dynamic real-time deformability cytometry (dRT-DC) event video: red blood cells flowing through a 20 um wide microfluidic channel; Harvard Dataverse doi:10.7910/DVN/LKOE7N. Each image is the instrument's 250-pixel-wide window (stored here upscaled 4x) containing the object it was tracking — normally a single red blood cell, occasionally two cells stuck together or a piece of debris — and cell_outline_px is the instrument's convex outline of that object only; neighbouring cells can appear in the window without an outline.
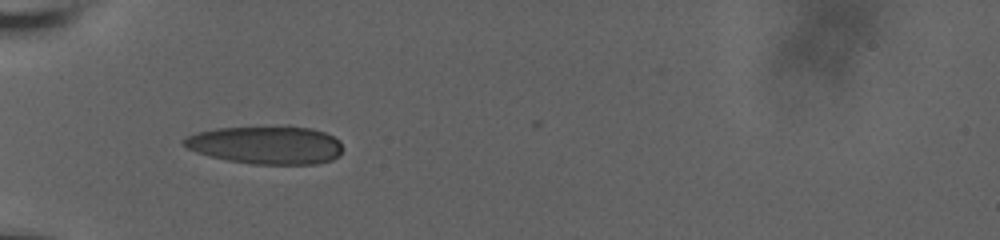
{"species": "human", "species_latin": "Homo sapiens", "temperature_condition": "room temperature", "stored_images_in_passage": 10, "camera_frame_rate_fps": 3000, "um_per_image_px": 0.085, "donor": {"sex": "male"}, "frame": {"image": 1, "passage_image": 1, "time_ms": 0.0, "image_size_px": [1000, 240], "cell_outline_px": [[340, 156], [332, 160], [316, 164], [252, 164], [228, 160], [196, 152], [188, 148], [180, 140], [188, 136], [200, 132], [216, 128], [288, 124], [312, 128], [324, 132], [340, 140]], "centroid_in_image_um": [22.65, 12.29], "position_along_channel_um": 62.3, "area_um2": 35.84}}
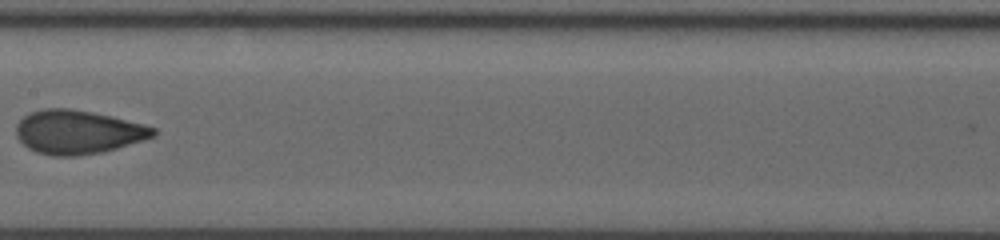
{"frame": {"image": 2, "passage_image": 6, "time_ms": 4.0, "image_size_px": [1000, 240], "cell_outline_px": [[156, 136], [144, 140], [104, 152], [76, 156], [52, 156], [36, 152], [28, 148], [16, 136], [16, 124], [24, 116], [32, 112], [44, 108], [68, 108], [92, 112], [112, 116], [144, 124], [156, 128]], "centroid_in_image_um": [6.64, 11.23], "position_along_channel_um": 200.8, "area_um2": 35.14}}
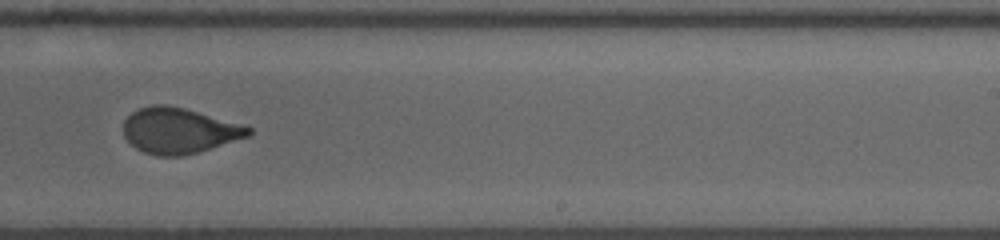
{"frame": {"image": 3, "passage_image": 9, "time_ms": 6.0, "image_size_px": [1000, 240], "cell_outline_px": [[252, 136], [196, 152], [180, 156], [156, 156], [144, 152], [136, 148], [124, 136], [124, 120], [132, 112], [140, 108], [152, 104], [168, 104], [184, 108], [252, 128]], "centroid_in_image_um": [15.2, 11.1], "position_along_channel_um": 273.8, "area_um2": 32.95}}